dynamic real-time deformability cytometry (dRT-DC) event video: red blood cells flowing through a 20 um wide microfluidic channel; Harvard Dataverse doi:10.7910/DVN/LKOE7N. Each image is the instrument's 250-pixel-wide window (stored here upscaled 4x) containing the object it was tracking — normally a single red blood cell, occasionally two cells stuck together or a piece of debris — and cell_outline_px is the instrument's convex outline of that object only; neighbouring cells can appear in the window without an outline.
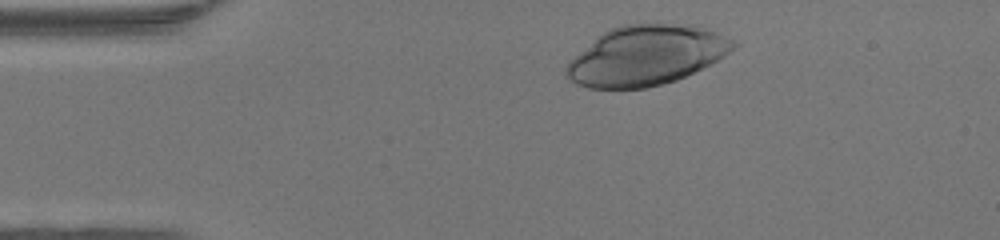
{"species": "human", "species_latin": "Homo sapiens", "temperature_condition": "warm", "stored_images_in_passage": 41, "camera_frame_rate_fps": 3000, "um_per_image_px": 0.085, "donor": {"sex": "female"}, "frame": {"image": 1, "passage_image": 2, "time_ms": 0.333, "image_size_px": [1000, 240], "cell_outline_px": [[740, 44], [724, 56], [676, 80], [664, 84], [644, 88], [588, 88], [576, 84], [564, 76], [564, 68], [580, 52], [608, 28], [624, 24], [692, 24], [716, 32], [736, 40]], "centroid_in_image_um": [54.93, 4.71], "position_along_channel_um": 30.1, "area_um2": 57.8}}